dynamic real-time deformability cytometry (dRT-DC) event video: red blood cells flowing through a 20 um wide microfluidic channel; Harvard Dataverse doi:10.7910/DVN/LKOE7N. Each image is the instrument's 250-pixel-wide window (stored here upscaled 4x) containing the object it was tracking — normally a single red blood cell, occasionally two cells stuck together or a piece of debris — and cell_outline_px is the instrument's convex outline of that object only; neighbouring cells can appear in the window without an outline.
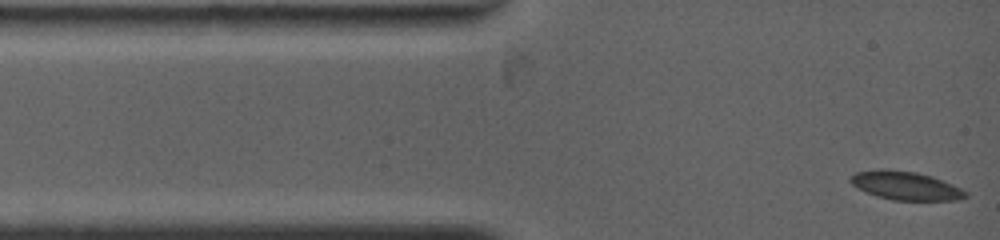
{"species": "common noctule bat (a hibernating species)", "species_latin": "Nyctalus noctula", "temperature_condition": "warm", "stored_images_in_passage": 34, "camera_frame_rate_fps": 4500, "um_per_image_px": 0.085, "animal": {"sex": "female", "body_mass_g": 19.0, "forearm_length_mm": 53.3}, "frame": {"image": 1, "passage_image": 1, "time_ms": 0.0, "image_size_px": [1000, 240], "cell_outline_px": [[968, 196], [956, 200], [892, 200], [876, 196], [864, 192], [852, 184], [848, 180], [848, 176], [856, 172], [880, 168], [916, 172], [932, 176], [952, 184], [968, 192]], "centroid_in_image_um": [76.93, 15.77], "position_along_channel_um": 8.1, "area_um2": 19.31}}
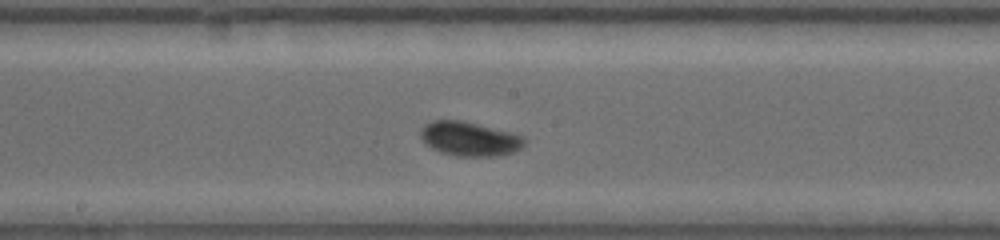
{"frame": {"image": 2, "passage_image": 20, "time_ms": 6.444, "image_size_px": [1000, 240], "cell_outline_px": [[524, 144], [520, 148], [512, 152], [496, 156], [456, 156], [440, 152], [432, 148], [420, 136], [420, 128], [424, 124], [432, 120], [464, 120], [524, 136]], "centroid_in_image_um": [39.88, 11.79], "position_along_channel_um": 208.3, "area_um2": 20.63}}
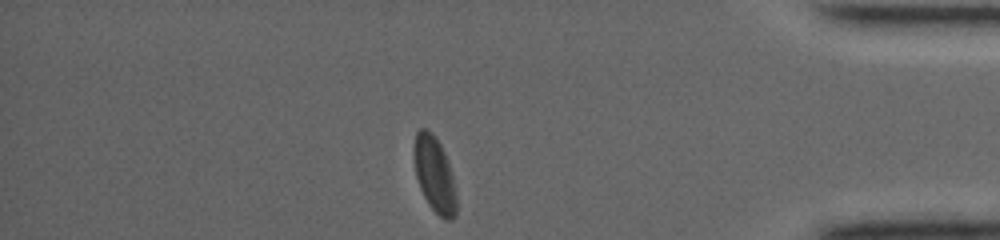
{"frame": {"image": 3, "passage_image": 34, "time_ms": 12.444, "image_size_px": [1000, 240], "cell_outline_px": [[456, 216], [452, 220], [444, 220], [428, 204], [420, 188], [416, 176], [412, 156], [412, 148], [416, 132], [420, 128], [424, 128], [432, 132], [436, 136], [444, 152], [452, 176], [456, 192]], "centroid_in_image_um": [36.9, 14.81], "position_along_channel_um": 398.3, "area_um2": 18.9}, "authors_computed_cell_mechanics": {"area_um2": 19.363, "velocity_mm_per_s": 3.7747, "shape_relaxation_time_tau1_ms": 2.3687, "shape_relaxation_time_tau2_ms": null, "deformation_change_tau1": 0.1001, "deformation_change_tau2": null}}